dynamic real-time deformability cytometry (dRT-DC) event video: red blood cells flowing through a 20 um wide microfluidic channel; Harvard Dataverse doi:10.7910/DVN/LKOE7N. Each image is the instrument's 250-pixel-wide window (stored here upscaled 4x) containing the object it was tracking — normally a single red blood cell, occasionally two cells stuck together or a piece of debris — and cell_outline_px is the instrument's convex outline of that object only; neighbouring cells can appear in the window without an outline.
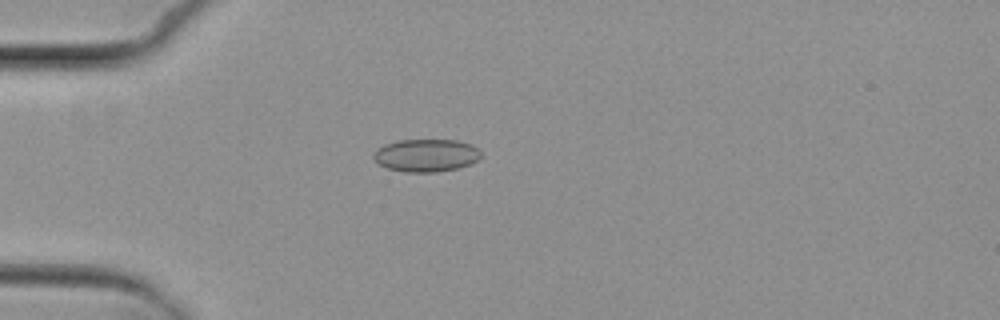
{"species": "common noctule bat (a hibernating species)", "species_latin": "Nyctalus noctula", "temperature_condition": "cold", "stored_images_in_passage": 3, "camera_frame_rate_fps": 3000, "um_per_image_px": 0.085, "animal": {"sex": "female", "body_mass_g": 29.2, "forearm_length_mm": 56.3}, "frame": {"image": 1, "passage_image": 3, "time_ms": 4.667, "image_size_px": [1000, 320], "cell_outline_px": [[480, 156], [472, 164], [456, 168], [436, 172], [404, 172], [388, 168], [380, 164], [372, 156], [384, 144], [396, 140], [456, 140], [472, 144], [480, 152]], "centroid_in_image_um": [36.23, 13.2], "position_along_channel_um": 48.8, "area_um2": 20.29}}